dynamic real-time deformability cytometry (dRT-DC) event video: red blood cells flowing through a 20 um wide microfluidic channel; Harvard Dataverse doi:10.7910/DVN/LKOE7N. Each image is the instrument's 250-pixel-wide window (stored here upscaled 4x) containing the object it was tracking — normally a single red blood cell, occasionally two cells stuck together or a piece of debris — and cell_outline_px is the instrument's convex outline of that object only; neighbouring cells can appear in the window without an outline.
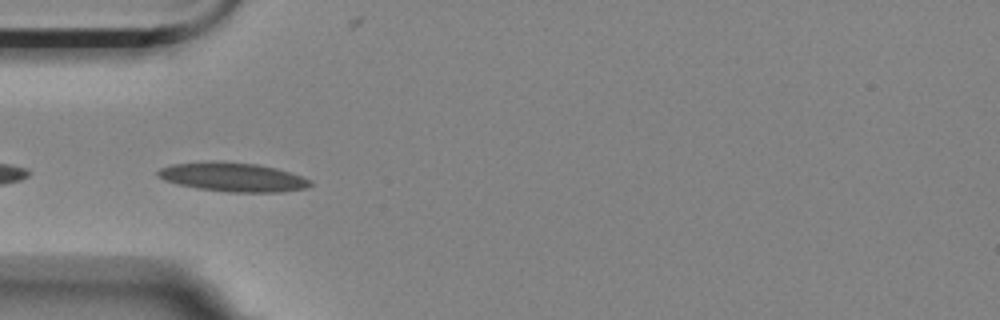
{"species": "Egyptian fruit bat (a non-hibernating species)", "species_latin": "Rousettus aegyptiacus", "temperature_condition": "room temperature", "stored_images_in_passage": 6, "camera_frame_rate_fps": 3000, "um_per_image_px": 0.085, "animal": {"sex": "female"}, "frame": {"image": 1, "passage_image": 2, "time_ms": 0.333, "image_size_px": [1000, 320], "cell_outline_px": [[312, 184], [308, 188], [280, 192], [228, 192], [196, 188], [164, 180], [156, 176], [156, 172], [160, 168], [172, 164], [212, 160], [216, 160], [256, 164], [276, 168], [312, 180]], "centroid_in_image_um": [19.77, 15.04], "position_along_channel_um": 65.2, "area_um2": 25.89}}